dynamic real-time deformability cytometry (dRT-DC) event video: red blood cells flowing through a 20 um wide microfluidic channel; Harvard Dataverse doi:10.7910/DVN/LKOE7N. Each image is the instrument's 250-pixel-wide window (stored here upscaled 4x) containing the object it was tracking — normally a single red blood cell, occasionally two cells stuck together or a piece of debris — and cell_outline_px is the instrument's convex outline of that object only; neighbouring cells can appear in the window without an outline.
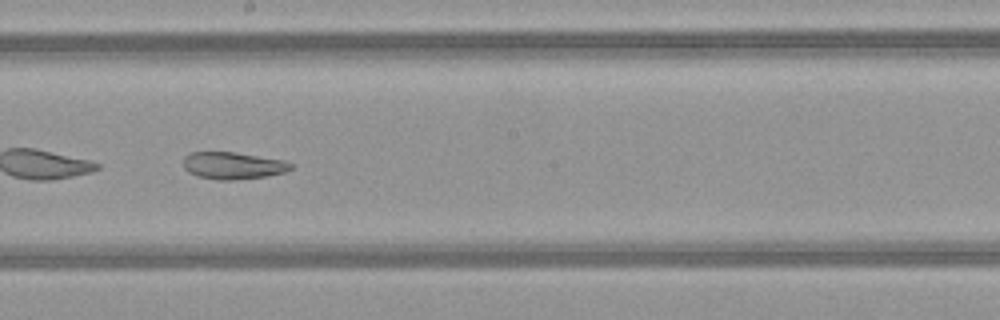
{"species": "common noctule bat (a hibernating species)", "species_latin": "Nyctalus noctula", "temperature_condition": "warm", "stored_images_in_passage": 48, "camera_frame_rate_fps": 3000, "um_per_image_px": 0.085, "animal": {"sex": "female", "body_mass_g": 21.9}, "frame": {"image": 1, "passage_image": 28, "time_ms": 9.0, "image_size_px": [1000, 320], "cell_outline_px": [[292, 168], [284, 172], [264, 176], [232, 180], [216, 180], [196, 176], [188, 172], [184, 168], [184, 156], [188, 152], [236, 152], [284, 160], [292, 164]], "centroid_in_image_um": [19.76, 14.07], "position_along_channel_um": 228.4, "area_um2": 16.99}, "authors_computed_cell_mechanics": {"area_um2": 24.6228, "velocity_mm_per_s": 4.1198, "shape_relaxation_time_tau1_ms": null, "shape_relaxation_time_tau2_ms": 3.3456, "deformation_change_tau1": null, "deformation_change_tau2": 0.1063}}